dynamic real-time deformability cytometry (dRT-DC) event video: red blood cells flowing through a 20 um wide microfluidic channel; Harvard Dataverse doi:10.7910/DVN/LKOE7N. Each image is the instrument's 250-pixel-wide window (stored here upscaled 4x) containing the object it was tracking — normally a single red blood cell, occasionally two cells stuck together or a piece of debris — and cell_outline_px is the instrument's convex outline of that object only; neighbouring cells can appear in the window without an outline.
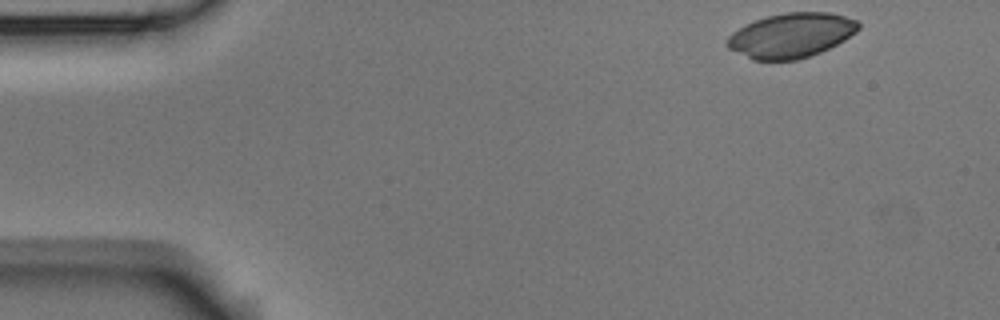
{"species": "Egyptian fruit bat (a non-hibernating species)", "species_latin": "Rousettus aegyptiacus", "temperature_condition": "room temperature", "stored_images_in_passage": 3, "camera_frame_rate_fps": 3000, "um_per_image_px": 0.085, "animal": {"sex": "male"}, "frame": {"image": 1, "passage_image": 1, "time_ms": 0.0, "image_size_px": [1000, 320], "cell_outline_px": [[860, 28], [856, 32], [844, 40], [820, 52], [796, 60], [752, 60], [728, 48], [724, 44], [728, 36], [732, 32], [744, 24], [768, 16], [784, 12], [828, 12], [844, 16], [856, 20], [860, 24]], "centroid_in_image_um": [67.21, 3.0], "position_along_channel_um": 17.8, "area_um2": 34.16}}